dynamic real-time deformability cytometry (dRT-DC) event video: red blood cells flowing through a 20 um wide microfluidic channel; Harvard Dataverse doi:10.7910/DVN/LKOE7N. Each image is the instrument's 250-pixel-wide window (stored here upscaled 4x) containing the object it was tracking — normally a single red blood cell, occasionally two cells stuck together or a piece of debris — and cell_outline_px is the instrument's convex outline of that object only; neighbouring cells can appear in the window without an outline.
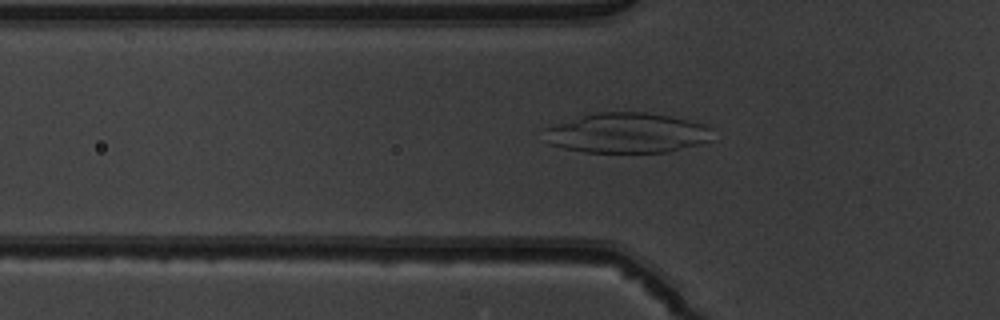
{"species": "common noctule bat (a hibernating species)", "species_latin": "Nyctalus noctula", "temperature_condition": "warm", "stored_images_in_passage": 44, "camera_frame_rate_fps": 3000, "um_per_image_px": 0.085, "animal": {"sex": "male", "body_mass_g": 19.5, "forearm_length_mm": 54.6}, "frame": {"image": 1, "passage_image": 11, "time_ms": 3.333, "image_size_px": [1000, 320], "cell_outline_px": [[712, 140], [700, 144], [668, 152], [584, 152], [564, 148], [548, 144], [544, 128], [584, 116], [600, 112], [648, 112], [672, 116], [708, 124], [712, 128]], "centroid_in_image_um": [53.39, 11.3], "position_along_channel_um": 72.4, "area_um2": 39.36}}
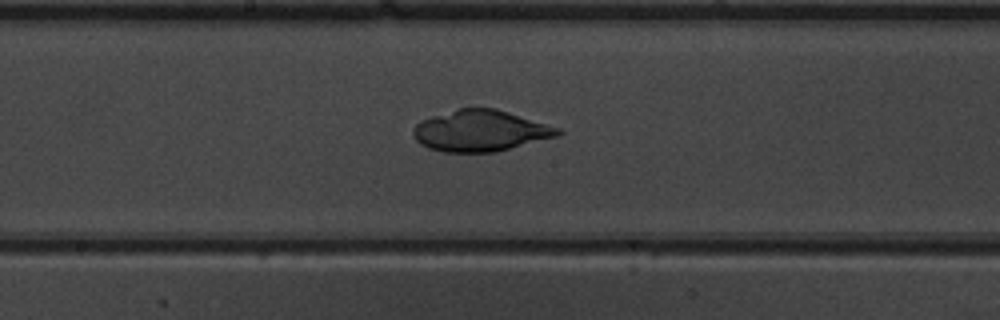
{"frame": {"image": 2, "passage_image": 21, "time_ms": 6.667, "image_size_px": [1000, 320], "cell_outline_px": [[564, 132], [560, 136], [496, 152], [444, 152], [428, 148], [420, 144], [412, 136], [412, 132], [416, 124], [420, 120], [456, 108], [496, 108], [560, 128]], "centroid_in_image_um": [40.84, 11.12], "position_along_channel_um": 207.4, "area_um2": 35.03}}
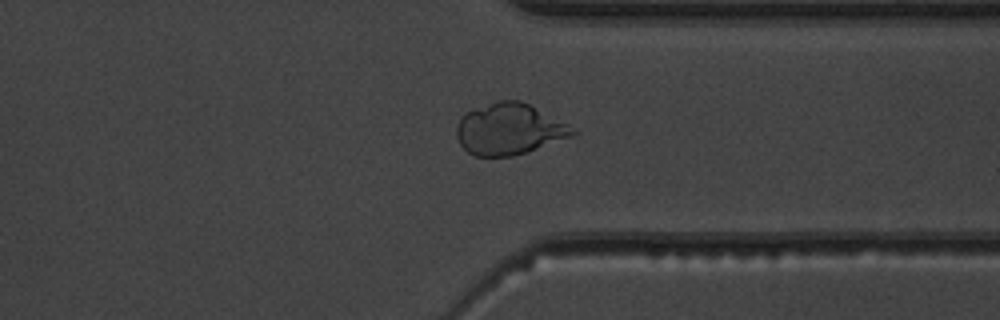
{"frame": {"image": 3, "passage_image": 33, "time_ms": 10.667, "image_size_px": [1000, 320], "cell_outline_px": [[576, 132], [572, 136], [512, 156], [472, 156], [460, 144], [456, 136], [456, 128], [460, 116], [464, 112], [496, 100], [520, 100], [576, 128]], "centroid_in_image_um": [43.23, 10.96], "position_along_channel_um": 368.2, "area_um2": 34.51}}